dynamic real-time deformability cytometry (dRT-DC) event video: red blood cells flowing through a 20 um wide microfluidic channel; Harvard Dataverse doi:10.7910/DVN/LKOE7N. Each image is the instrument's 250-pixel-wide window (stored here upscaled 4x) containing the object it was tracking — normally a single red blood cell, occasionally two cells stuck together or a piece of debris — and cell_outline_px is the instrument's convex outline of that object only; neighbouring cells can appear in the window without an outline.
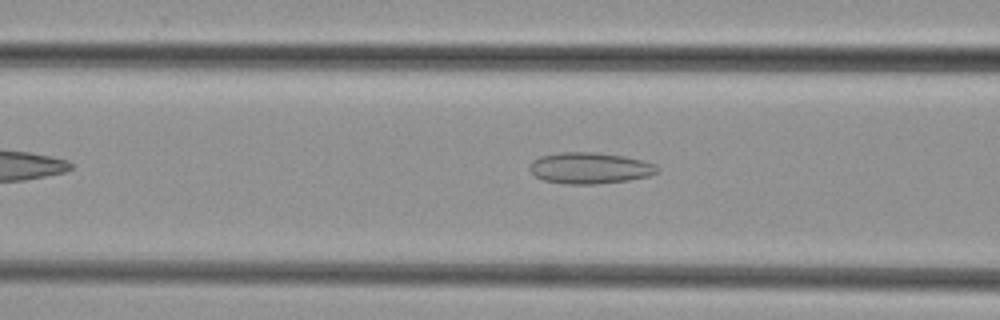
{"species": "common noctule bat (a hibernating species)", "species_latin": "Nyctalus noctula", "temperature_condition": "cold", "stored_images_in_passage": 34, "camera_frame_rate_fps": 3000, "um_per_image_px": 0.085, "animal": {"sex": "female", "body_mass_g": 29.2, "forearm_length_mm": 56.3}, "frame": {"image": 1, "passage_image": 5, "time_ms": 1.333, "image_size_px": [1000, 320], "cell_outline_px": [[660, 168], [656, 172], [648, 176], [628, 180], [596, 184], [568, 184], [544, 180], [536, 176], [528, 168], [532, 160], [540, 156], [560, 152], [596, 152], [624, 156], [656, 164]], "centroid_in_image_um": [50.12, 14.28], "position_along_channel_um": 116.5, "area_um2": 23.18}}
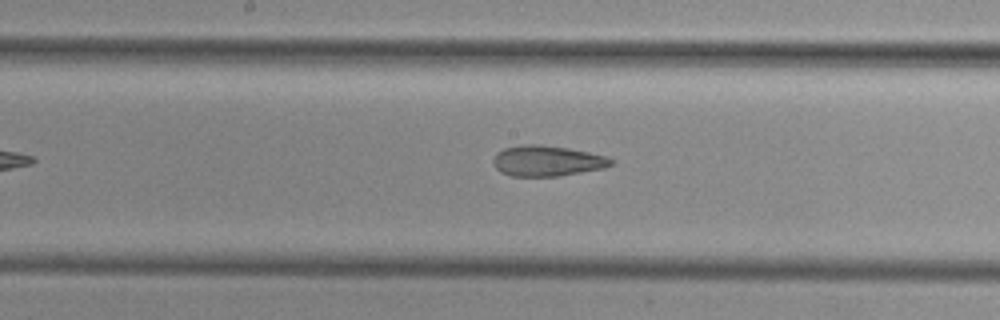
{"frame": {"image": 2, "passage_image": 11, "time_ms": 3.333, "image_size_px": [1000, 320], "cell_outline_px": [[612, 164], [604, 168], [560, 176], [512, 176], [500, 172], [496, 168], [492, 160], [496, 152], [504, 148], [528, 144], [540, 144], [568, 148], [608, 156], [612, 160]], "centroid_in_image_um": [46.49, 13.67], "position_along_channel_um": 201.7, "area_um2": 21.04}}
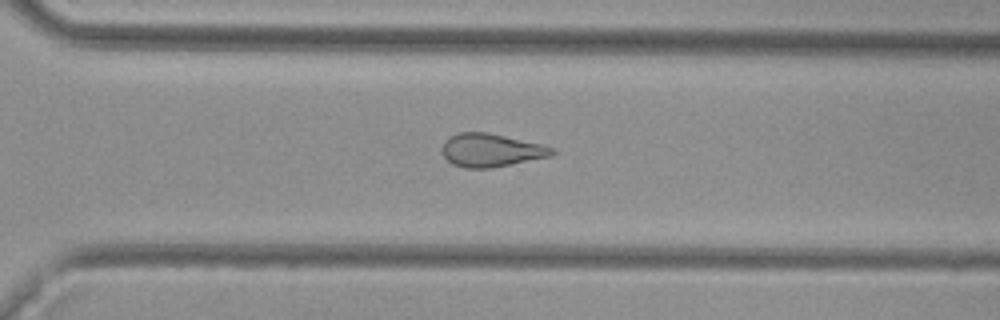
{"frame": {"image": 3, "passage_image": 20, "time_ms": 6.333, "image_size_px": [1000, 320], "cell_outline_px": [[556, 152], [552, 156], [512, 164], [488, 168], [464, 168], [452, 164], [444, 156], [444, 140], [448, 136], [460, 132], [488, 132], [540, 144], [556, 148]], "centroid_in_image_um": [41.76, 12.76], "position_along_channel_um": 328.8, "area_um2": 21.21}}